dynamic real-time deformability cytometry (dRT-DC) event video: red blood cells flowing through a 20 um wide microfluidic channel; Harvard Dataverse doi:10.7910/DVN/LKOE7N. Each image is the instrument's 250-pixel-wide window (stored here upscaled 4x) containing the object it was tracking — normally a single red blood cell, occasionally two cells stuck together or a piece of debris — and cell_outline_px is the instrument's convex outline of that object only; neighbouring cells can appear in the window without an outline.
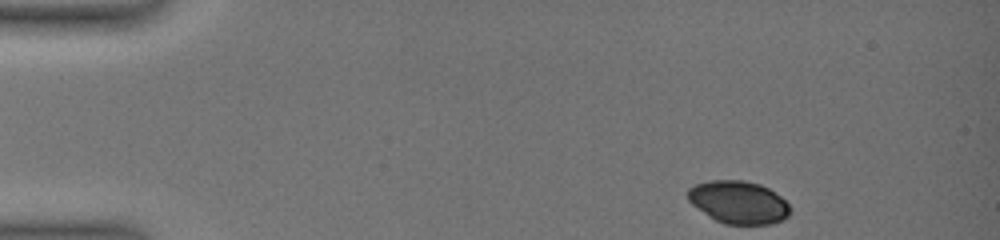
{"species": "common noctule bat (a hibernating species)", "species_latin": "Nyctalus noctula", "temperature_condition": "warm", "stored_images_in_passage": 39, "camera_frame_rate_fps": 3000, "um_per_image_px": 0.085, "animal": {"sex": "female", "body_mass_g": 19.0, "forearm_length_mm": 51.5}, "frame": {"image": 1, "passage_image": 1, "time_ms": 0.0, "image_size_px": [1000, 240], "cell_outline_px": [[792, 208], [788, 216], [784, 220], [772, 224], [724, 224], [708, 216], [692, 204], [688, 200], [688, 188], [692, 184], [708, 180], [744, 180], [760, 184], [768, 188], [780, 196]], "centroid_in_image_um": [62.77, 17.18], "position_along_channel_um": 22.2, "area_um2": 25.72}}
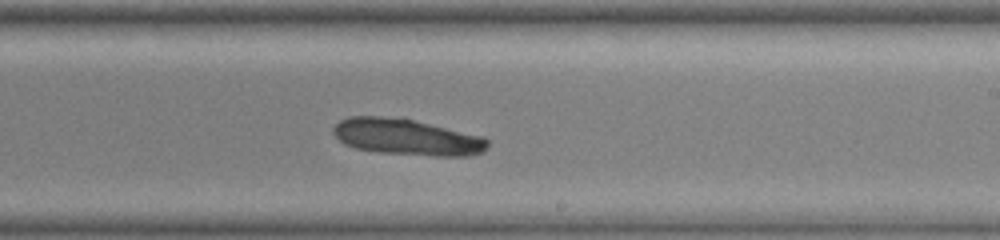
{"frame": {"image": 2, "passage_image": 24, "time_ms": 9.333, "image_size_px": [1000, 240], "cell_outline_px": [[488, 144], [480, 152], [472, 156], [432, 156], [376, 152], [356, 148], [340, 140], [332, 132], [332, 128], [340, 120], [348, 116], [380, 116], [412, 120], [480, 136], [488, 140]], "centroid_in_image_um": [34.53, 11.66], "position_along_channel_um": 254.5, "area_um2": 32.08}}
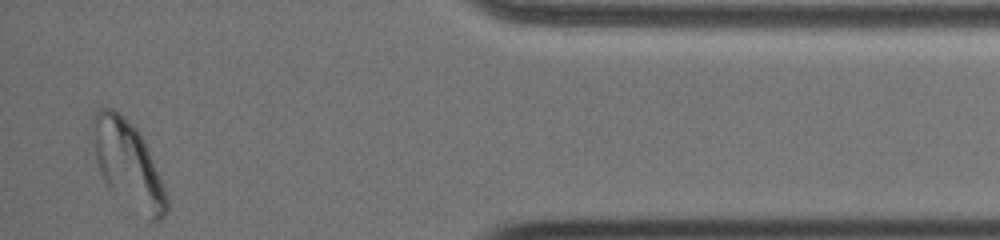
{"frame": {"image": 3, "passage_image": 39, "time_ms": 15.0, "image_size_px": [1000, 240], "cell_outline_px": [[168, 212], [160, 220], [152, 224], [104, 184], [100, 176], [96, 160], [96, 108], [112, 108], [136, 128], [144, 140], [164, 188], [168, 200]], "centroid_in_image_um": [10.93, 14.08], "position_along_channel_um": 424.3, "area_um2": 36.13}}